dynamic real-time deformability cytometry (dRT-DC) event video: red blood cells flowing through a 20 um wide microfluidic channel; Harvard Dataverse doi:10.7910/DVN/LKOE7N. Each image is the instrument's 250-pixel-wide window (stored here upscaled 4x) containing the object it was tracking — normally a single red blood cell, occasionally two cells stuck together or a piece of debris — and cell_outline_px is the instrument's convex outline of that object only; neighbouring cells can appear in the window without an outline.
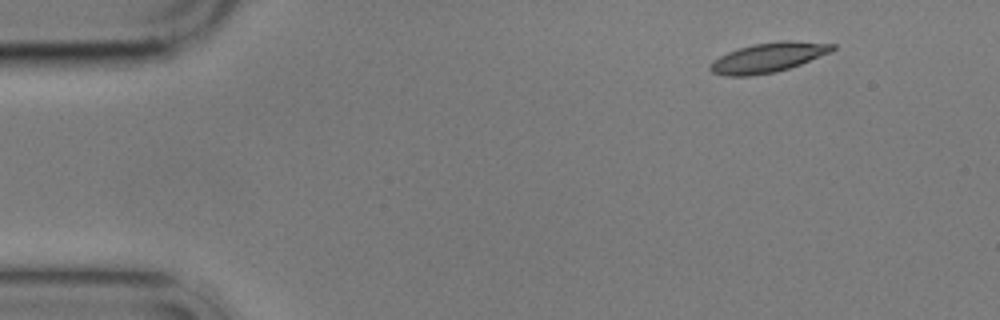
{"species": "common noctule bat (a hibernating species)", "species_latin": "Nyctalus noctula", "temperature_condition": "cold", "stored_images_in_passage": 4, "camera_frame_rate_fps": 3000, "um_per_image_px": 0.085, "animal": {"sex": "male", "body_mass_g": 17.9}, "frame": {"image": 1, "passage_image": 1, "time_ms": 0.0, "image_size_px": [1000, 320], "cell_outline_px": [[836, 48], [832, 52], [800, 64], [776, 72], [748, 76], [724, 76], [712, 72], [708, 68], [708, 64], [712, 60], [728, 52], [752, 44], [784, 40], [788, 40], [836, 44]], "centroid_in_image_um": [65.28, 4.89], "position_along_channel_um": 19.7, "area_um2": 21.21}}
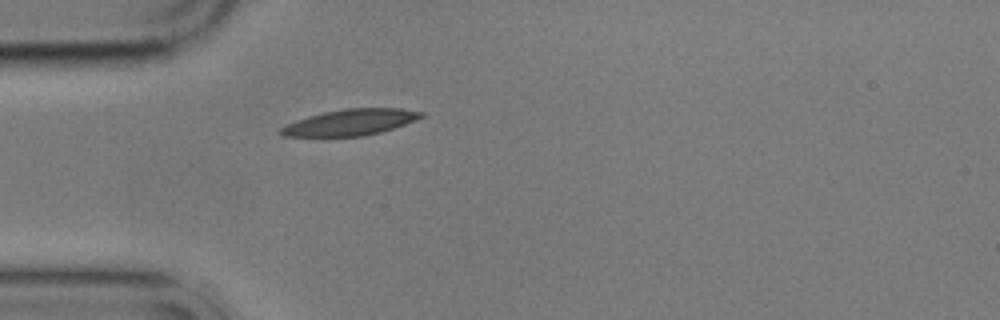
{"frame": {"image": 2, "passage_image": 4, "time_ms": 3.333, "image_size_px": [1000, 320], "cell_outline_px": [[424, 116], [416, 120], [380, 132], [364, 136], [284, 136], [276, 132], [280, 128], [296, 120], [308, 116], [324, 112], [344, 108], [400, 108], [424, 112]], "centroid_in_image_um": [29.77, 10.39], "position_along_channel_um": 55.2, "area_um2": 21.27}}